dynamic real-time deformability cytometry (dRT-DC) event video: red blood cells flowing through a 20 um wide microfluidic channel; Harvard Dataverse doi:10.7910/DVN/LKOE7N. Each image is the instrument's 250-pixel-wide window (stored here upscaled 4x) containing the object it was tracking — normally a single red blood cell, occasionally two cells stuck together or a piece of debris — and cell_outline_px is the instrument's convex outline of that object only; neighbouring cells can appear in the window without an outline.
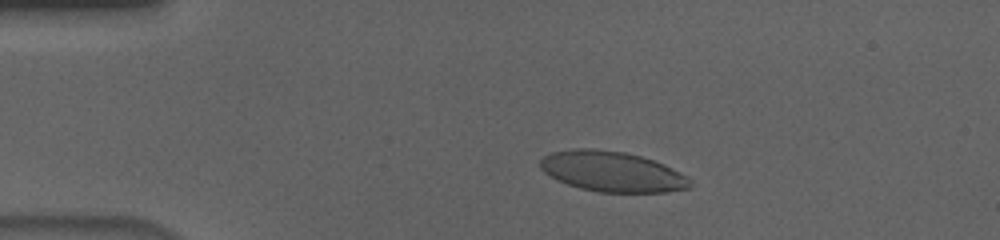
{"species": "human", "species_latin": "Homo sapiens", "temperature_condition": "cold", "stored_images_in_passage": 55, "camera_frame_rate_fps": 3000, "um_per_image_px": 0.085, "donor": {"sex": "male"}, "frame": {"image": 1, "passage_image": 10, "time_ms": 3.0, "image_size_px": [1000, 240], "cell_outline_px": [[692, 188], [668, 192], [596, 192], [580, 188], [556, 180], [544, 172], [540, 168], [540, 160], [544, 156], [552, 152], [572, 148], [588, 148], [624, 152], [640, 156], [664, 164], [688, 176], [692, 180]], "centroid_in_image_um": [52.05, 14.59], "position_along_channel_um": 33.0, "area_um2": 35.43}}
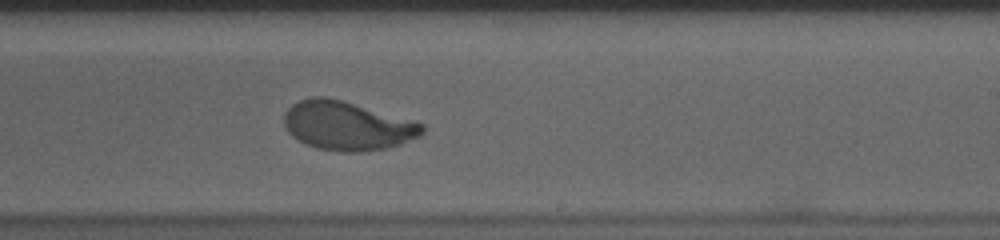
{"frame": {"image": 2, "passage_image": 33, "time_ms": 10.667, "image_size_px": [1000, 240], "cell_outline_px": [[424, 132], [420, 136], [400, 144], [388, 148], [360, 152], [336, 152], [316, 148], [304, 144], [292, 136], [288, 132], [284, 124], [284, 112], [292, 104], [300, 100], [312, 96], [328, 96], [416, 120], [424, 124]], "centroid_in_image_um": [29.52, 10.68], "position_along_channel_um": 259.5, "area_um2": 40.06}}
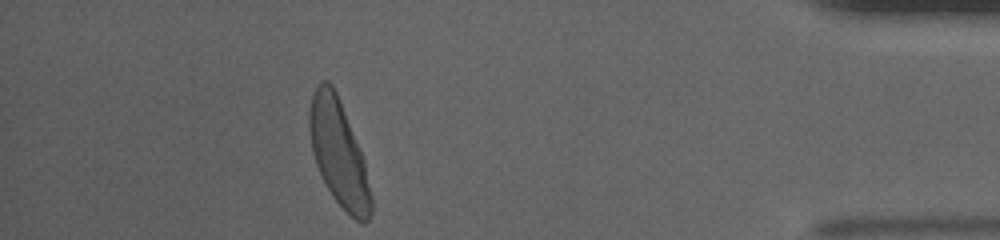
{"frame": {"image": 3, "passage_image": 49, "time_ms": 16.0, "image_size_px": [1000, 240], "cell_outline_px": [[372, 212], [368, 220], [364, 224], [356, 220], [332, 196], [316, 164], [312, 152], [308, 128], [308, 108], [316, 84], [320, 80], [328, 80], [332, 84], [336, 92], [364, 160], [372, 196]], "centroid_in_image_um": [28.77, 12.98], "position_along_channel_um": 406.4, "area_um2": 37.74}, "authors_computed_cell_mechanics": {"area_um2": 38.437, "velocity_mm_per_s": 3.6437, "shape_relaxation_time_tau1_ms": 3.2671, "shape_relaxation_time_tau2_ms": null, "deformation_change_tau1": 0.1877, "deformation_change_tau2": null}}